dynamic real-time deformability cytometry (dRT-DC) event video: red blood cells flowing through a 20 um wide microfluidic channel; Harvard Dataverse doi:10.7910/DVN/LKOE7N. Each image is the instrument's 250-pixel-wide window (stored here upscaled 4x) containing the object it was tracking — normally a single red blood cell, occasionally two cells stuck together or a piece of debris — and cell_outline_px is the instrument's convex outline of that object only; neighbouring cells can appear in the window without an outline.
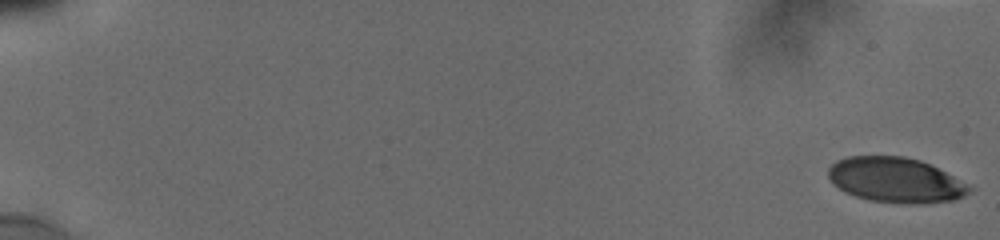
{"species": "human", "species_latin": "Homo sapiens", "temperature_condition": "cold", "stored_images_in_passage": 51, "camera_frame_rate_fps": 3000, "um_per_image_px": 0.085, "donor": {"sex": "male"}, "frame": {"image": 1, "passage_image": 1, "time_ms": 0.0, "image_size_px": [1000, 240], "cell_outline_px": [[972, 188], [964, 196], [956, 200], [924, 204], [904, 204], [868, 200], [844, 192], [832, 184], [828, 176], [828, 168], [836, 160], [848, 156], [904, 156], [920, 160], [952, 176]], "centroid_in_image_um": [76.07, 15.32], "position_along_channel_um": 8.9, "area_um2": 37.05}}
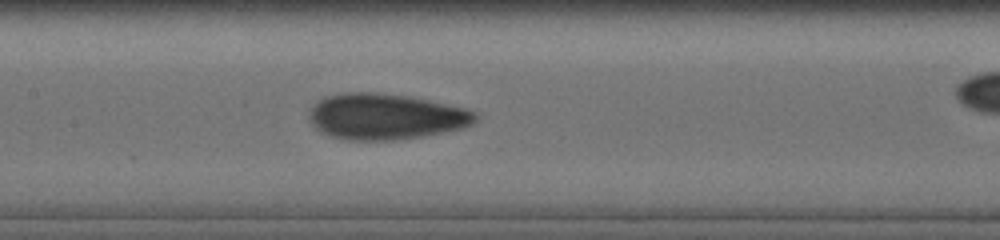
{"frame": {"image": 2, "passage_image": 32, "time_ms": 9.667, "image_size_px": [1000, 240], "cell_outline_px": [[476, 120], [472, 124], [464, 128], [444, 132], [396, 140], [344, 140], [320, 132], [308, 120], [308, 108], [316, 100], [324, 96], [344, 92], [376, 92], [408, 96], [428, 100], [464, 108], [476, 112]], "centroid_in_image_um": [32.7, 9.9], "position_along_channel_um": 174.7, "area_um2": 44.85}}
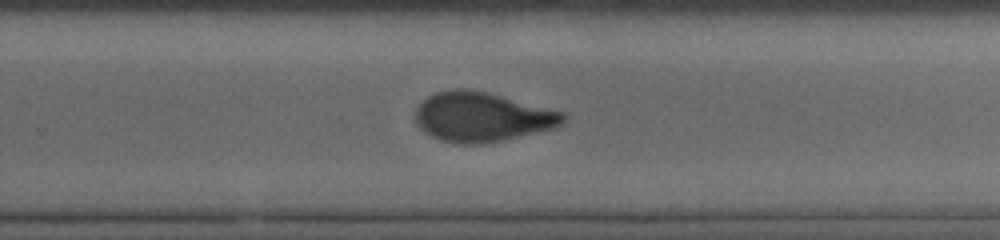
{"frame": {"image": 3, "passage_image": 46, "time_ms": 12.667, "image_size_px": [1000, 240], "cell_outline_px": [[568, 116], [556, 128], [484, 144], [464, 144], [440, 140], [424, 132], [416, 124], [416, 108], [428, 96], [436, 92], [452, 88], [468, 88], [488, 92], [564, 112]], "centroid_in_image_um": [40.97, 9.93], "position_along_channel_um": 288.8, "area_um2": 42.71}}